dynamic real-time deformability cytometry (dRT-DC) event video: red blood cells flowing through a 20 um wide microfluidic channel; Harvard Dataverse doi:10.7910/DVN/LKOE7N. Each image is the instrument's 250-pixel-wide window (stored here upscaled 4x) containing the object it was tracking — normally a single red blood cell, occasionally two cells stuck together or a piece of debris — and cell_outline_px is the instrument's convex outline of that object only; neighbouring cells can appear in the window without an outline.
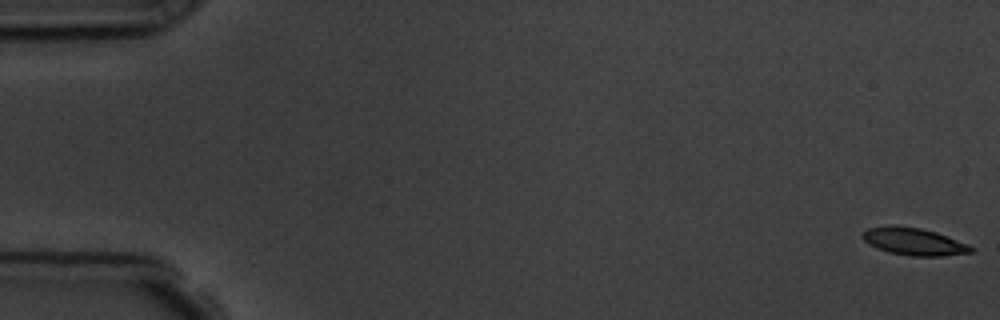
{"species": "common noctule bat (a hibernating species)", "species_latin": "Nyctalus noctula", "temperature_condition": "room temperature", "stored_images_in_passage": 8, "camera_frame_rate_fps": 3000, "um_per_image_px": 0.085, "animal": {"sex": "male", "body_mass_g": 19.5, "forearm_length_mm": 54.6}, "frame": {"image": 1, "passage_image": 1, "time_ms": 0.0, "image_size_px": [1000, 320], "cell_outline_px": [[972, 252], [944, 256], [912, 256], [888, 252], [876, 248], [868, 244], [860, 236], [868, 228], [888, 224], [896, 224], [920, 228], [936, 232], [968, 244], [972, 248]], "centroid_in_image_um": [77.62, 20.51], "position_along_channel_um": 7.4, "area_um2": 17.46}}
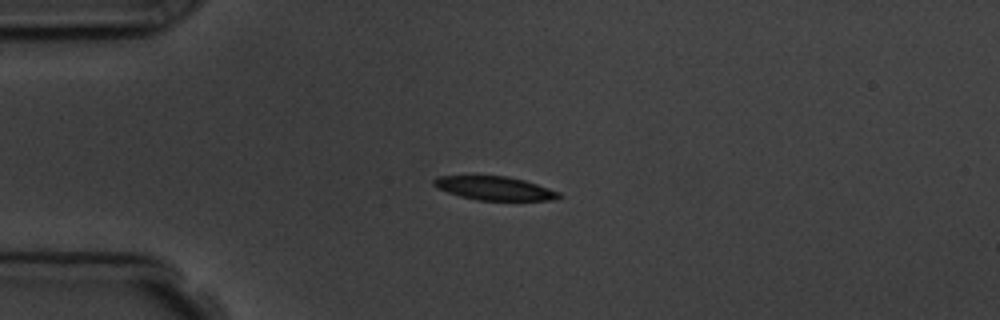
{"frame": {"image": 2, "passage_image": 4, "time_ms": 4.333, "image_size_px": [1000, 320], "cell_outline_px": [[564, 196], [552, 200], [476, 200], [460, 196], [436, 188], [432, 184], [432, 180], [436, 176], [508, 176], [524, 180], [560, 192]], "centroid_in_image_um": [42.02, 16.0], "position_along_channel_um": 43.0, "area_um2": 17.28}}